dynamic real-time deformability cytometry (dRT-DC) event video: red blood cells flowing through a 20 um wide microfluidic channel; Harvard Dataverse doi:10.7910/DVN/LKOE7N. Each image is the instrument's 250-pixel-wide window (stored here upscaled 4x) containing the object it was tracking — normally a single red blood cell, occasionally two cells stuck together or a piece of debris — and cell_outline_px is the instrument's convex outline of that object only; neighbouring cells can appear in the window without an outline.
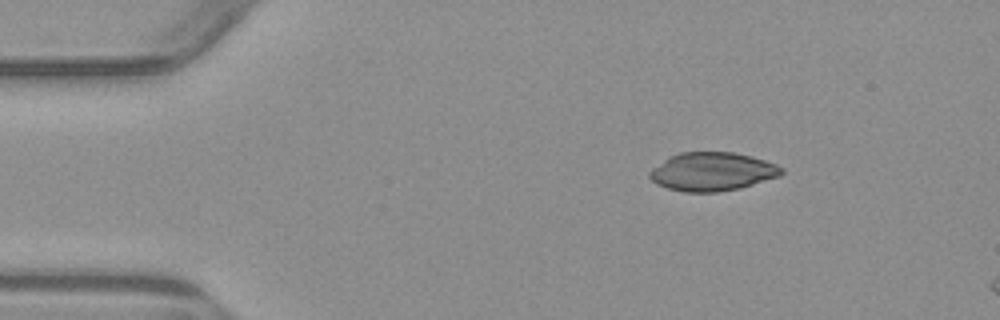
{"species": "common noctule bat (a hibernating species)", "species_latin": "Nyctalus noctula", "temperature_condition": "warm", "stored_images_in_passage": 3, "camera_frame_rate_fps": 3000, "um_per_image_px": 0.085, "animal": {"sex": "male", "body_mass_g": 23.1, "forearm_length_mm": 52.7}, "frame": {"image": 1, "passage_image": 1, "time_ms": 0.0, "image_size_px": [1000, 320], "cell_outline_px": [[784, 172], [780, 176], [740, 188], [716, 192], [684, 192], [668, 188], [656, 184], [648, 176], [648, 172], [652, 168], [668, 156], [680, 152], [732, 152], [752, 156], [776, 164], [784, 168]], "centroid_in_image_um": [60.53, 14.58], "position_along_channel_um": 24.5, "area_um2": 29.77}}